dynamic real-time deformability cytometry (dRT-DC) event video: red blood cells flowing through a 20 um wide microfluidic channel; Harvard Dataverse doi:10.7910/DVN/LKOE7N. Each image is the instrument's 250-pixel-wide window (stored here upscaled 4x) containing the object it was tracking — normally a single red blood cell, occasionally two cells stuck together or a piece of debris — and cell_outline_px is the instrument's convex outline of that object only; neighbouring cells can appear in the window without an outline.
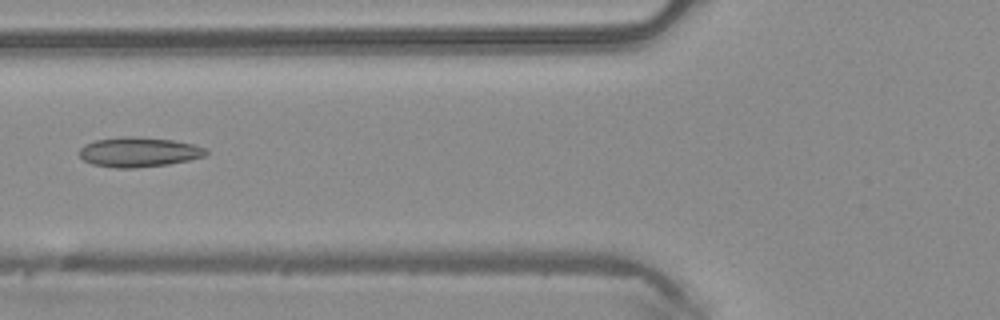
{"species": "common noctule bat (a hibernating species)", "species_latin": "Nyctalus noctula", "temperature_condition": "warm", "stored_images_in_passage": 5, "camera_frame_rate_fps": 3000, "um_per_image_px": 0.085, "animal": {"sex": "male", "body_mass_g": 20.4}, "frame": {"image": 1, "passage_image": 5, "time_ms": 1.333, "image_size_px": [1000, 320], "cell_outline_px": [[208, 152], [204, 156], [188, 160], [168, 164], [136, 168], [116, 168], [92, 164], [84, 160], [80, 156], [80, 148], [84, 144], [96, 140], [120, 136], [132, 136], [172, 140], [192, 144], [204, 148]], "centroid_in_image_um": [11.76, 12.92], "position_along_channel_um": 114.0, "area_um2": 21.85}}